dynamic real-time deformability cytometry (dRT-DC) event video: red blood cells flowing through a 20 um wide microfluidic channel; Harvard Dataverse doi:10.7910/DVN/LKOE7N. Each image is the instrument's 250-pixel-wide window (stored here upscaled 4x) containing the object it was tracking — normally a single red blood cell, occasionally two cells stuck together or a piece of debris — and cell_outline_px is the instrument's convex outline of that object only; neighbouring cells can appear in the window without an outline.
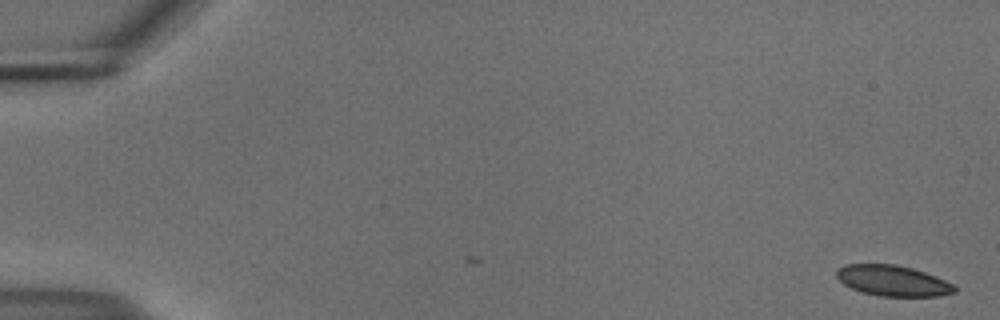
{"species": "common noctule bat (a hibernating species)", "species_latin": "Nyctalus noctula", "temperature_condition": "cold", "stored_images_in_passage": 13, "camera_frame_rate_fps": 3000, "um_per_image_px": 0.085, "animal": {"sex": "male", "body_mass_g": 18.8}, "frame": {"image": 1, "passage_image": 1, "time_ms": 0.0, "image_size_px": [1000, 320], "cell_outline_px": [[956, 292], [940, 296], [880, 296], [864, 292], [852, 288], [844, 284], [836, 276], [836, 268], [844, 264], [896, 264], [912, 268], [936, 276], [952, 284], [956, 288]], "centroid_in_image_um": [75.87, 23.85], "position_along_channel_um": 9.1, "area_um2": 21.04}}